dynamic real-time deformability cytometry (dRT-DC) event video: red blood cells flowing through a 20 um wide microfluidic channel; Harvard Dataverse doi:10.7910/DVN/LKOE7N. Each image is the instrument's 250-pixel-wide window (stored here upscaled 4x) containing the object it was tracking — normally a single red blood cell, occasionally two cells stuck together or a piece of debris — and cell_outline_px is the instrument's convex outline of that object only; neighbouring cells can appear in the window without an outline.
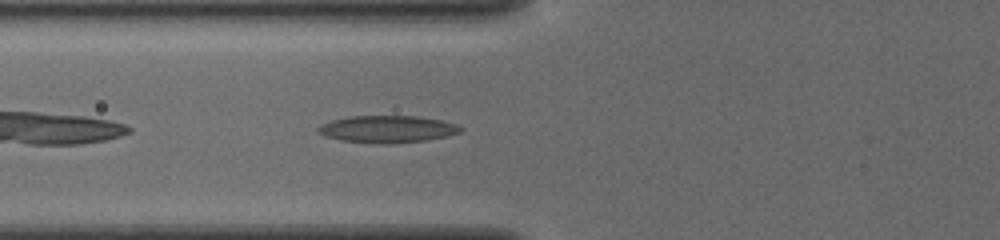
{"species": "common noctule bat (a hibernating species)", "species_latin": "Nyctalus noctula", "temperature_condition": "cold", "stored_images_in_passage": 36, "camera_frame_rate_fps": 3000, "um_per_image_px": 0.085, "animal": {"sex": "female", "body_mass_g": 19.5, "forearm_length_mm": 54.1}, "frame": {"image": 1, "passage_image": 4, "time_ms": 1.0, "image_size_px": [1000, 240], "cell_outline_px": [[464, 128], [460, 132], [448, 136], [428, 140], [392, 144], [384, 144], [340, 140], [324, 136], [316, 132], [316, 128], [320, 124], [332, 120], [348, 116], [416, 116], [440, 120], [456, 124]], "centroid_in_image_um": [32.9, 10.98], "position_along_channel_um": 92.9, "area_um2": 22.72}}
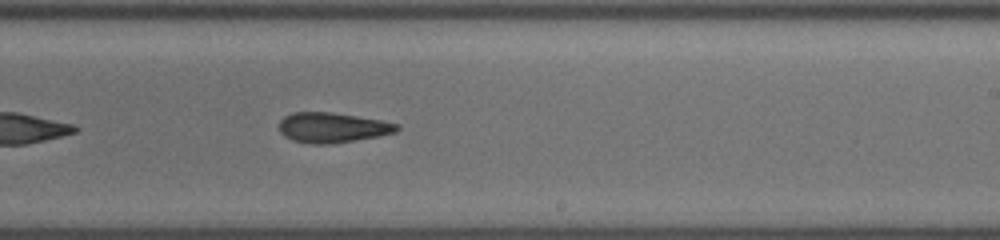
{"frame": {"image": 2, "passage_image": 17, "time_ms": 5.333, "image_size_px": [1000, 240], "cell_outline_px": [[400, 128], [396, 132], [376, 136], [332, 144], [312, 144], [292, 140], [284, 136], [280, 132], [280, 120], [284, 116], [292, 112], [332, 112], [380, 120], [400, 124]], "centroid_in_image_um": [28.23, 10.84], "position_along_channel_um": 260.8, "area_um2": 20.58}}
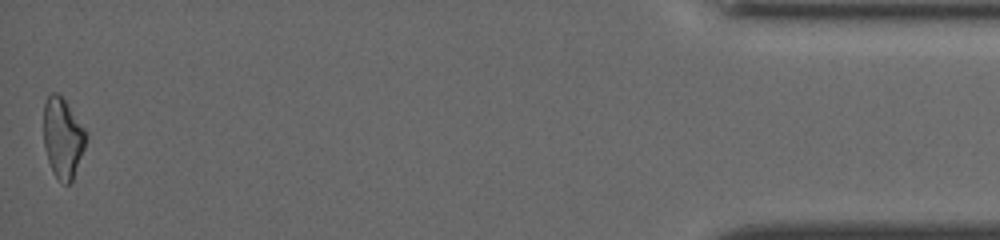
{"frame": {"image": 3, "passage_image": 36, "time_ms": 11.667, "image_size_px": [1000, 240], "cell_outline_px": [[84, 148], [72, 180], [68, 184], [64, 184], [52, 172], [44, 148], [44, 104], [48, 96], [52, 92], [56, 92], [64, 100], [84, 128]], "centroid_in_image_um": [5.29, 11.73], "position_along_channel_um": 429.9, "area_um2": 19.19}, "authors_computed_cell_mechanics": {"area_um2": 20.3745, "velocity_mm_per_s": 3.8716, "shape_relaxation_time_tau1_ms": 5.5512, "shape_relaxation_time_tau2_ms": 2.4526, "deformation_change_tau1": 0.1508, "deformation_change_tau2": 0.1173}}